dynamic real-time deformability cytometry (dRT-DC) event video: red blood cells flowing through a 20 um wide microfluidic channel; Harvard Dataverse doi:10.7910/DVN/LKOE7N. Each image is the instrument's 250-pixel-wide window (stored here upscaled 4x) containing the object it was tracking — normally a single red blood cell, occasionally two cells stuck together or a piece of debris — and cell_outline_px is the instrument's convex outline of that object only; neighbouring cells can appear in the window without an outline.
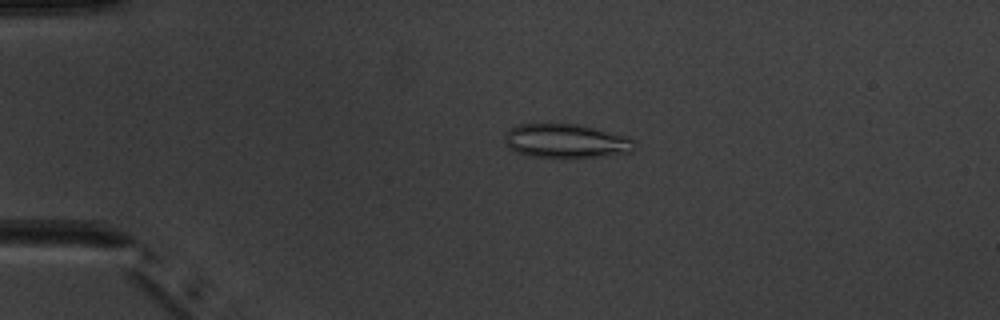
{"species": "common noctule bat (a hibernating species)", "species_latin": "Nyctalus noctula", "temperature_condition": "warm", "stored_images_in_passage": 4, "camera_frame_rate_fps": 3000, "um_per_image_px": 0.085, "animal": {"sex": "male", "body_mass_g": 20.1, "forearm_length_mm": 53.5}, "frame": {"image": 1, "passage_image": 3, "time_ms": 2.333, "image_size_px": [1000, 320], "cell_outline_px": [[632, 152], [564, 160], [532, 156], [516, 152], [508, 148], [504, 140], [504, 136], [508, 128], [516, 124], [576, 124], [596, 128], [624, 136], [632, 140]], "centroid_in_image_um": [48.01, 12.01], "position_along_channel_um": 37.0, "area_um2": 26.07}}
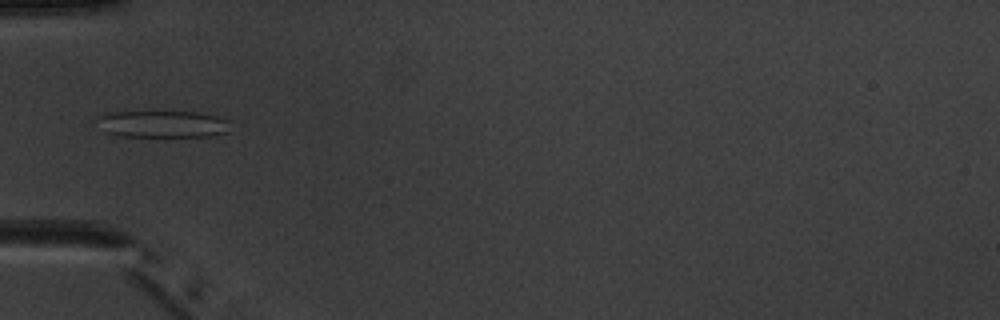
{"frame": {"image": 2, "passage_image": 4, "time_ms": 4.333, "image_size_px": [1000, 320], "cell_outline_px": [[228, 132], [212, 136], [120, 136], [104, 132], [96, 116], [116, 112], [196, 112], [216, 116], [228, 120]], "centroid_in_image_um": [13.83, 10.55], "position_along_channel_um": 71.2, "area_um2": 20.63}}